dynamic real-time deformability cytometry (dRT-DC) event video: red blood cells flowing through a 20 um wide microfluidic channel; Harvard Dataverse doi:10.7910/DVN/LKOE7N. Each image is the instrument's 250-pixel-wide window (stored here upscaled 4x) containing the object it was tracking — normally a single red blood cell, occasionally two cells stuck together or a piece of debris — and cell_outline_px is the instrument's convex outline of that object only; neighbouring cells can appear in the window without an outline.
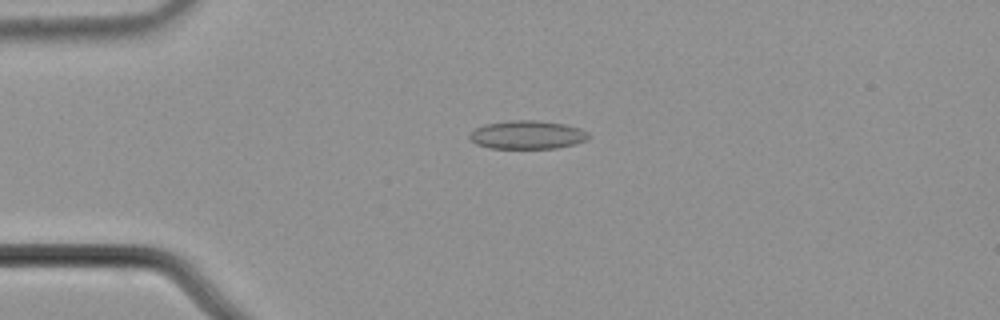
{"species": "common noctule bat (a hibernating species)", "species_latin": "Nyctalus noctula", "temperature_condition": "cold", "stored_images_in_passage": 45, "camera_frame_rate_fps": 3000, "um_per_image_px": 0.085, "animal": {"sex": "male", "body_mass_g": 21.5, "forearm_length_mm": 52.0}, "frame": {"image": 1, "passage_image": 3, "time_ms": 0.667, "image_size_px": [1000, 320], "cell_outline_px": [[588, 136], [584, 140], [576, 144], [556, 148], [492, 148], [476, 144], [468, 136], [476, 128], [488, 124], [512, 120], [536, 120], [564, 124], [580, 128], [588, 132]], "centroid_in_image_um": [44.84, 11.46], "position_along_channel_um": 40.2, "area_um2": 19.42}}
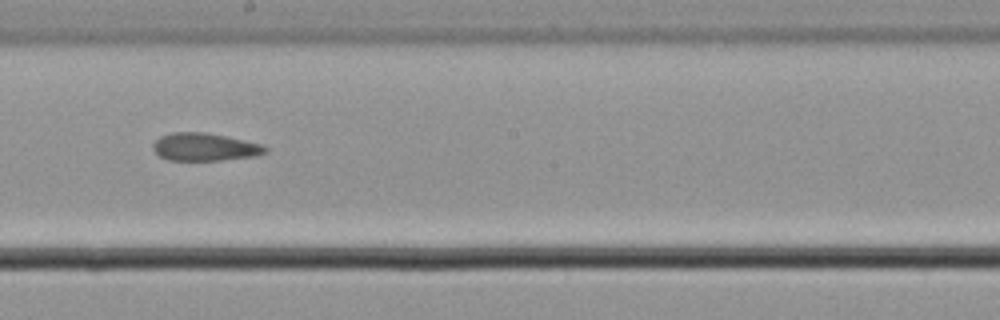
{"frame": {"image": 2, "passage_image": 21, "time_ms": 6.667, "image_size_px": [1000, 320], "cell_outline_px": [[268, 152], [252, 156], [220, 160], [168, 160], [160, 156], [152, 148], [152, 144], [160, 136], [172, 132], [204, 132], [228, 136], [260, 144], [268, 148]], "centroid_in_image_um": [17.38, 12.48], "position_along_channel_um": 230.8, "area_um2": 18.09}}
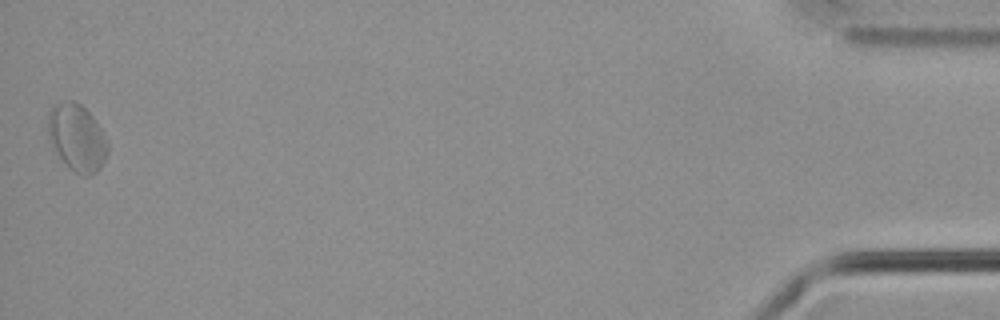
{"frame": {"image": 3, "passage_image": 45, "time_ms": 14.667, "image_size_px": [1000, 320], "cell_outline_px": [[108, 152], [100, 168], [96, 172], [88, 176], [84, 176], [76, 172], [56, 152], [52, 144], [48, 132], [48, 112], [56, 104], [64, 100], [72, 100], [80, 104], [92, 116], [100, 128], [108, 144]], "centroid_in_image_um": [6.55, 11.67], "position_along_channel_um": 428.7, "area_um2": 22.77}, "authors_computed_cell_mechanics": {"area_um2": 19.0162, "velocity_mm_per_s": 3.6775, "shape_relaxation_time_tau1_ms": null, "shape_relaxation_time_tau2_ms": 3.385, "deformation_change_tau1": null, "deformation_change_tau2": 0.1151}}